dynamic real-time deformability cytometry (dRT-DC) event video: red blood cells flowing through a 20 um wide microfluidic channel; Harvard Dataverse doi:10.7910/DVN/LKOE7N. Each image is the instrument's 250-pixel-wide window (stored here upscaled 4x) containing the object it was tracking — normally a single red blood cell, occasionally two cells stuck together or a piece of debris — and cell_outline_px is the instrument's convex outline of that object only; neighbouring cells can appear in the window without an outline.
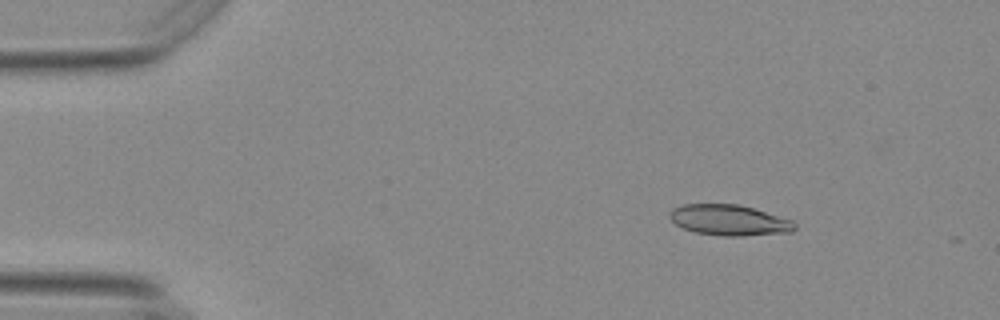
{"species": "Egyptian fruit bat (a non-hibernating species)", "species_latin": "Rousettus aegyptiacus", "temperature_condition": "warm", "stored_images_in_passage": 52, "camera_frame_rate_fps": 3000, "um_per_image_px": 0.085, "animal": {"sex": "female"}, "frame": {"image": 1, "passage_image": 8, "time_ms": 2.333, "image_size_px": [1000, 320], "cell_outline_px": [[796, 228], [792, 232], [744, 236], [724, 236], [696, 232], [684, 228], [676, 224], [668, 216], [668, 212], [672, 208], [684, 204], [736, 204], [752, 208], [792, 220], [796, 224]], "centroid_in_image_um": [61.97, 18.71], "position_along_channel_um": 23.0, "area_um2": 22.31}}
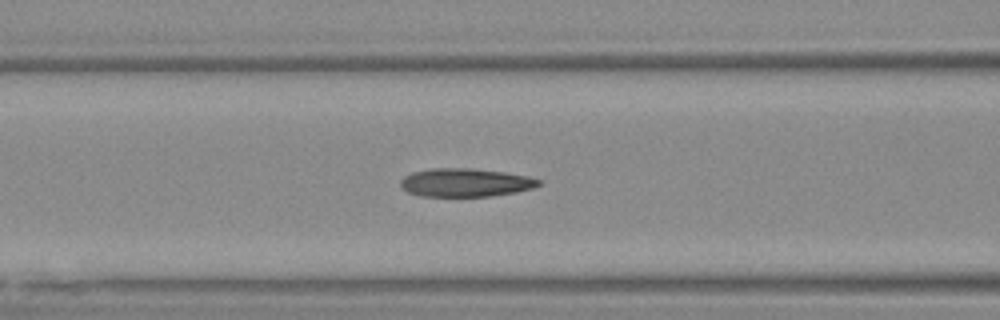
{"frame": {"image": 2, "passage_image": 23, "time_ms": 7.333, "image_size_px": [1000, 320], "cell_outline_px": [[540, 184], [532, 188], [516, 192], [492, 196], [420, 196], [408, 192], [400, 184], [400, 180], [404, 176], [412, 172], [428, 168], [468, 168], [504, 172], [524, 176], [540, 180]], "centroid_in_image_um": [39.51, 15.51], "position_along_channel_um": 127.1, "area_um2": 22.66}}
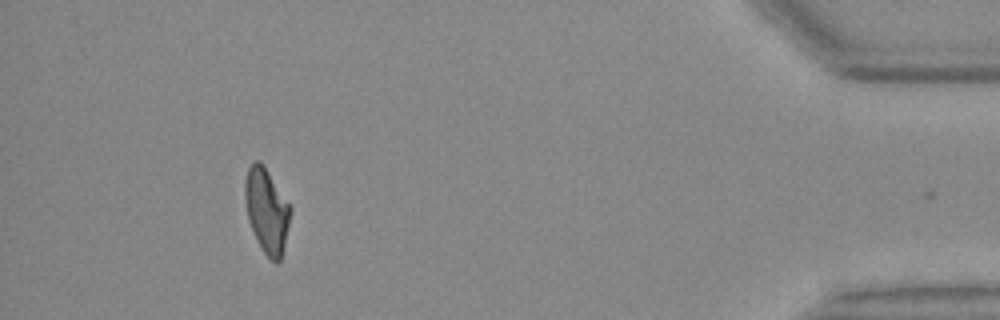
{"frame": {"image": 3, "passage_image": 51, "time_ms": 16.667, "image_size_px": [1000, 320], "cell_outline_px": [[292, 208], [284, 244], [280, 260], [276, 264], [264, 252], [256, 240], [248, 220], [244, 200], [244, 180], [248, 168], [256, 160], [260, 160], [264, 164]], "centroid_in_image_um": [22.65, 17.86], "position_along_channel_um": 412.6, "area_um2": 22.43}, "authors_computed_cell_mechanics": {"area_um2": 22.5998, "velocity_mm_per_s": 3.7245, "shape_relaxation_time_tau1_ms": null, "shape_relaxation_time_tau2_ms": 2.0548, "deformation_change_tau1": null, "deformation_change_tau2": 0.1079}}